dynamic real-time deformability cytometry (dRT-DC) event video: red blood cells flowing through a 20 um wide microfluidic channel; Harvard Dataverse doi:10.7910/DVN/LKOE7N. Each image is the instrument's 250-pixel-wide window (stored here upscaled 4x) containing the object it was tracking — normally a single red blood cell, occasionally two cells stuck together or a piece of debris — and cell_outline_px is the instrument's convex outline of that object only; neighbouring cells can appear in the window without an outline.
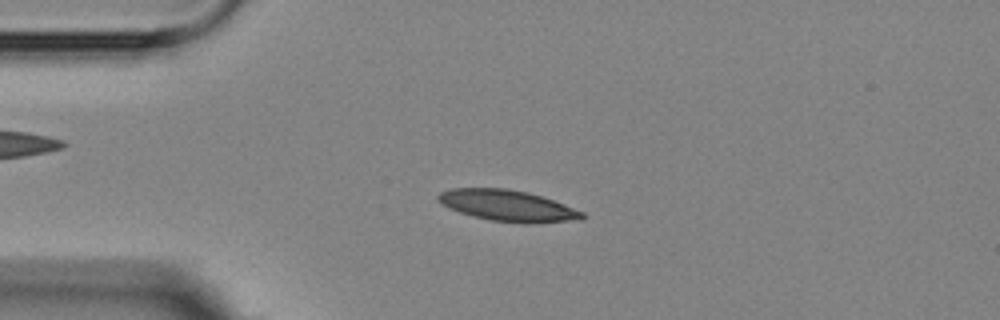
{"species": "Egyptian fruit bat (a non-hibernating species)", "species_latin": "Rousettus aegyptiacus", "temperature_condition": "room temperature", "stored_images_in_passage": 3, "camera_frame_rate_fps": 3000, "um_per_image_px": 0.085, "animal": {"sex": "female"}, "frame": {"image": 1, "passage_image": 2, "time_ms": 1.333, "image_size_px": [1000, 320], "cell_outline_px": [[584, 220], [528, 224], [524, 224], [492, 220], [472, 216], [448, 208], [440, 204], [436, 200], [436, 196], [440, 192], [452, 188], [508, 188], [528, 192], [564, 204], [584, 212]], "centroid_in_image_um": [43.14, 17.49], "position_along_channel_um": 41.9, "area_um2": 26.47}}